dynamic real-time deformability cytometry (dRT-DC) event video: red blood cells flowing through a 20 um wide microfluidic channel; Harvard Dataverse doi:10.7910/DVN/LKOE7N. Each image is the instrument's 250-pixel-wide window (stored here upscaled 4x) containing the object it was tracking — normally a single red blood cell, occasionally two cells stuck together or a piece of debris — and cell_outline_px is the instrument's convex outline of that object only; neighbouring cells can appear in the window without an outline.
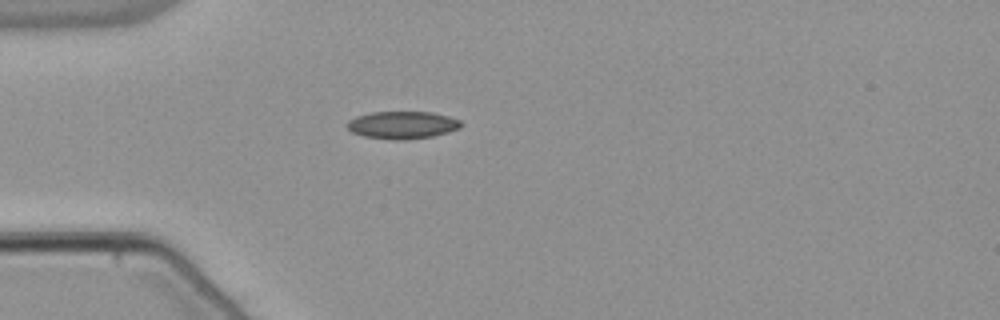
{"species": "common noctule bat (a hibernating species)", "species_latin": "Nyctalus noctula", "temperature_condition": "warm", "stored_images_in_passage": 31, "camera_frame_rate_fps": 3000, "um_per_image_px": 0.085, "animal": {"sex": "male", "body_mass_g": 21.5, "forearm_length_mm": 52.0}, "frame": {"image": 1, "passage_image": 1, "time_ms": 0.0, "image_size_px": [1000, 320], "cell_outline_px": [[464, 124], [460, 128], [448, 132], [432, 136], [404, 140], [392, 140], [364, 136], [352, 132], [344, 124], [348, 120], [356, 116], [372, 112], [432, 112], [448, 116], [460, 120]], "centroid_in_image_um": [34.19, 10.62], "position_along_channel_um": 50.8, "area_um2": 18.38}}
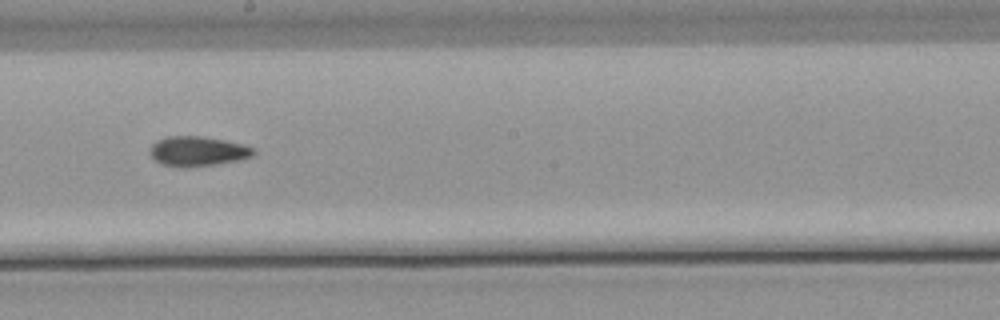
{"frame": {"image": 2, "passage_image": 16, "time_ms": 5.0, "image_size_px": [1000, 320], "cell_outline_px": [[256, 152], [252, 156], [240, 160], [216, 164], [164, 164], [156, 160], [148, 152], [152, 144], [156, 140], [164, 136], [200, 136], [224, 140], [244, 144], [252, 148]], "centroid_in_image_um": [16.82, 12.8], "position_along_channel_um": 231.4, "area_um2": 17.28}}
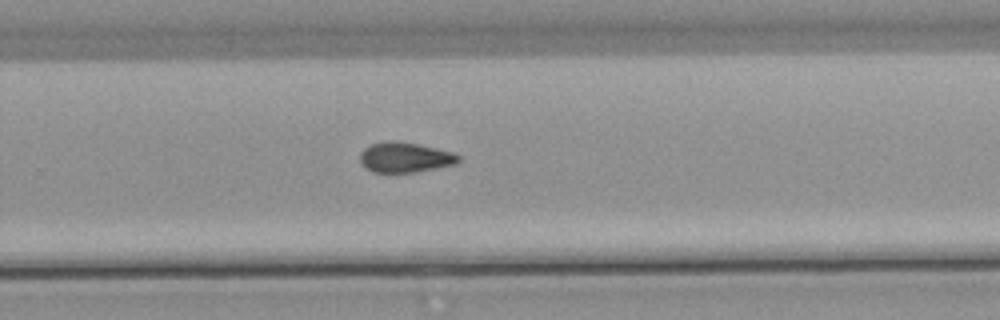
{"frame": {"image": 3, "passage_image": 21, "time_ms": 6.667, "image_size_px": [1000, 320], "cell_outline_px": [[460, 160], [456, 164], [412, 172], [372, 172], [364, 168], [360, 160], [360, 152], [364, 148], [372, 144], [388, 140], [392, 140], [416, 144], [436, 148], [452, 152], [460, 156]], "centroid_in_image_um": [34.39, 13.37], "position_along_channel_um": 295.4, "area_um2": 17.17}, "authors_computed_cell_mechanics": {"area_um2": 17.7446, "velocity_mm_per_s": 3.8563, "shape_relaxation_time_tau1_ms": null, "shape_relaxation_time_tau2_ms": 3.7458, "deformation_change_tau1": null, "deformation_change_tau2": 0.0862}}